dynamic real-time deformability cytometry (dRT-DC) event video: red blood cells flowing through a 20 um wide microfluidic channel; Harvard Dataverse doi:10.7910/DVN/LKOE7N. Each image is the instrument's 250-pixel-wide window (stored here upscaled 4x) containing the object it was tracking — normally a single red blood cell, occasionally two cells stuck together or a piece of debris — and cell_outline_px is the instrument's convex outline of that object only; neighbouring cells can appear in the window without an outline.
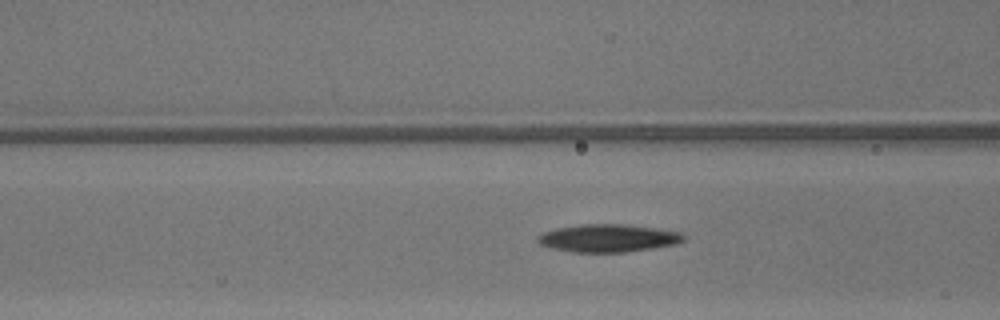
{"species": "common noctule bat (a hibernating species)", "species_latin": "Nyctalus noctula", "temperature_condition": "warm", "stored_images_in_passage": 35, "camera_frame_rate_fps": 3000, "um_per_image_px": 0.085, "animal": {"sex": "male", "body_mass_g": 13.3}, "frame": {"image": 1, "passage_image": 16, "time_ms": 5.0, "image_size_px": [1000, 320], "cell_outline_px": [[684, 240], [676, 244], [652, 248], [624, 252], [572, 252], [552, 248], [540, 244], [536, 240], [536, 236], [544, 232], [556, 228], [580, 224], [624, 224], [656, 228], [684, 232]], "centroid_in_image_um": [51.69, 20.23], "position_along_channel_um": 114.9, "area_um2": 23.7}}
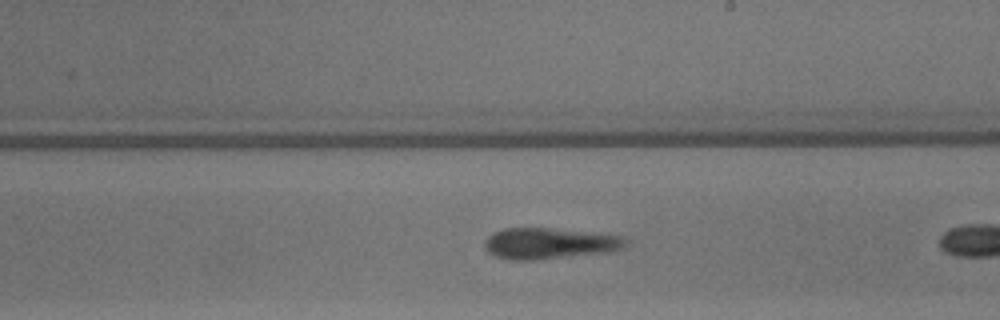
{"frame": {"image": 2, "passage_image": 25, "time_ms": 8.0, "image_size_px": [1000, 320], "cell_outline_px": [[628, 240], [620, 248], [612, 252], [536, 260], [508, 260], [496, 256], [488, 252], [484, 248], [484, 240], [492, 232], [504, 228], [548, 228], [628, 236]], "centroid_in_image_um": [46.68, 20.69], "position_along_channel_um": 242.3, "area_um2": 25.84}}
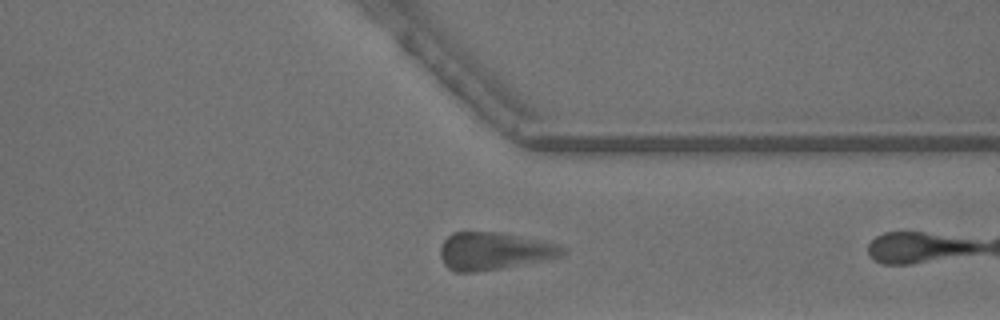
{"frame": {"image": 3, "passage_image": 34, "time_ms": 11.0, "image_size_px": [1000, 320], "cell_outline_px": [[568, 252], [560, 256], [496, 268], [472, 272], [456, 272], [448, 268], [444, 264], [440, 256], [440, 248], [444, 240], [452, 232], [500, 232], [556, 244], [564, 248]], "centroid_in_image_um": [41.91, 21.32], "position_along_channel_um": 369.5, "area_um2": 26.01}}